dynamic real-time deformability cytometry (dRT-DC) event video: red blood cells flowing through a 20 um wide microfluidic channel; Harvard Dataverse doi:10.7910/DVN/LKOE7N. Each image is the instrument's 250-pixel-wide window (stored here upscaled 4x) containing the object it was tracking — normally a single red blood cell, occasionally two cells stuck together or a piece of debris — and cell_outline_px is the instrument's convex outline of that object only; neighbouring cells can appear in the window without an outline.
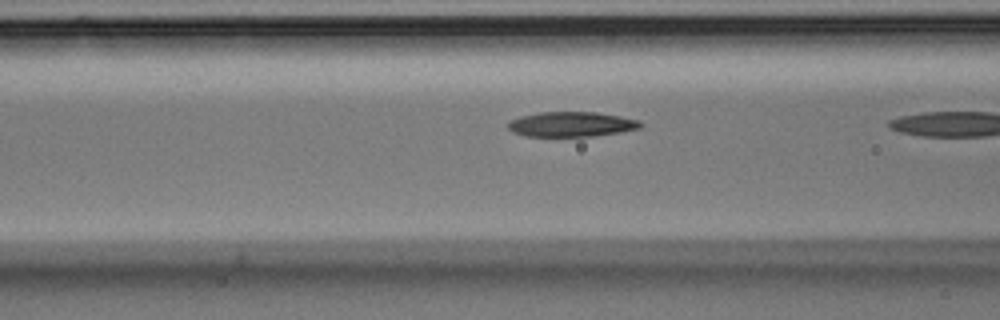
{"species": "Egyptian fruit bat (a non-hibernating species)", "species_latin": "Rousettus aegyptiacus", "temperature_condition": "room temperature", "stored_images_in_passage": 9, "camera_frame_rate_fps": 3000, "um_per_image_px": 0.085, "animal": {"sex": "male"}, "frame": {"image": 1, "passage_image": 8, "time_ms": 2.333, "image_size_px": [1000, 320], "cell_outline_px": [[644, 124], [640, 128], [620, 132], [592, 136], [528, 136], [512, 132], [508, 128], [508, 120], [520, 116], [540, 112], [596, 112], [620, 116], [640, 120]], "centroid_in_image_um": [48.57, 10.55], "position_along_channel_um": 118.0, "area_um2": 19.31}}